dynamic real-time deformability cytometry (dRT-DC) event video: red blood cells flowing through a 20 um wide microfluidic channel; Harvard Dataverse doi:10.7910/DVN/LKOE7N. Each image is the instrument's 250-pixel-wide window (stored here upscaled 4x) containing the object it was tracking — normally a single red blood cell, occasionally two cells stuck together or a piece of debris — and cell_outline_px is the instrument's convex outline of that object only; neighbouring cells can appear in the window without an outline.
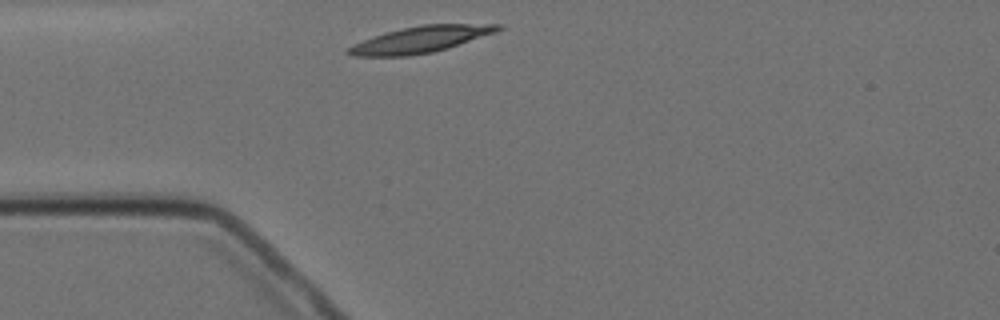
{"species": "Egyptian fruit bat (a non-hibernating species)", "species_latin": "Rousettus aegyptiacus", "temperature_condition": "cold", "stored_images_in_passage": 2, "camera_frame_rate_fps": 3000, "um_per_image_px": 0.085, "animal": {"sex": "female"}, "frame": {"image": 1, "passage_image": 1, "time_ms": 0.0, "image_size_px": [1000, 320], "cell_outline_px": [[504, 28], [496, 32], [448, 48], [432, 52], [408, 56], [352, 56], [344, 52], [344, 48], [352, 44], [372, 36], [420, 24], [504, 24]], "centroid_in_image_um": [35.71, 3.36], "position_along_channel_um": 49.3, "area_um2": 23.12}}